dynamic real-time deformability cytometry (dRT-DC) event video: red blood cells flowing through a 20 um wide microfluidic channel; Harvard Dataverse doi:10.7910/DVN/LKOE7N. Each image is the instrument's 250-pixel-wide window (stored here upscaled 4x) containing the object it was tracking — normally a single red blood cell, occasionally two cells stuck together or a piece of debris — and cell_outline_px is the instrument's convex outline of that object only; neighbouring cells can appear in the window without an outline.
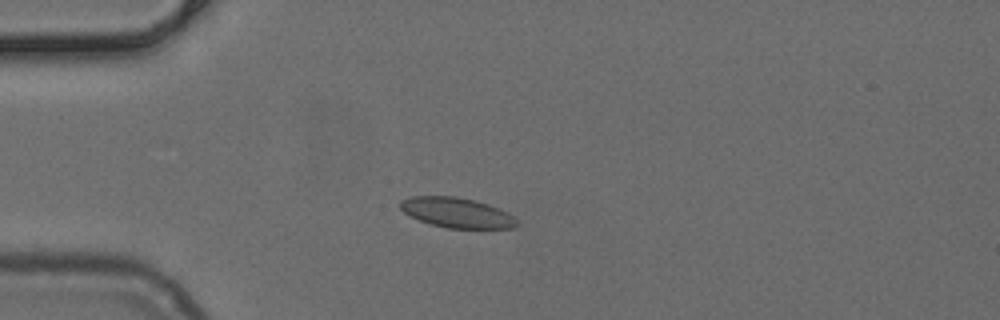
{"species": "common noctule bat (a hibernating species)", "species_latin": "Nyctalus noctula", "temperature_condition": "cold", "stored_images_in_passage": 39, "camera_frame_rate_fps": 3000, "um_per_image_px": 0.085, "animal": {"sex": "female", "body_mass_g": 24.6, "forearm_length_mm": 56.2}, "frame": {"image": 1, "passage_image": 1, "time_ms": 0.0, "image_size_px": [1000, 320], "cell_outline_px": [[520, 224], [516, 228], [448, 228], [428, 224], [404, 212], [400, 208], [400, 200], [412, 196], [456, 196], [476, 200], [500, 208], [508, 212]], "centroid_in_image_um": [38.85, 18.07], "position_along_channel_um": 46.1, "area_um2": 20.58}}
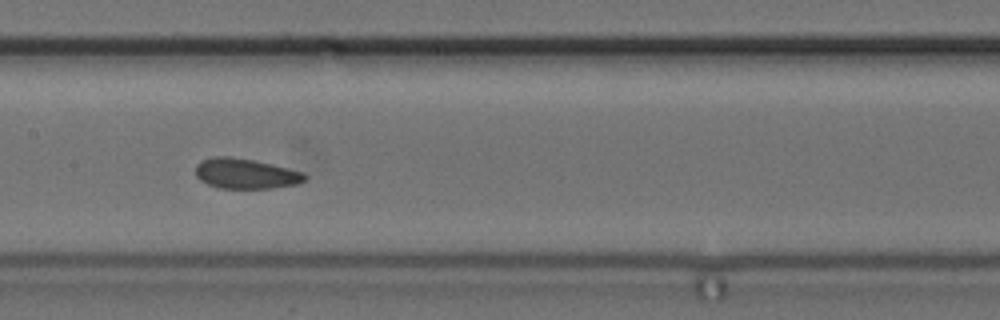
{"frame": {"image": 2, "passage_image": 13, "time_ms": 4.0, "image_size_px": [1000, 320], "cell_outline_px": [[308, 176], [304, 180], [296, 184], [272, 188], [220, 188], [208, 184], [200, 180], [196, 176], [196, 164], [200, 160], [212, 156], [228, 156], [252, 160], [272, 164], [304, 172]], "centroid_in_image_um": [20.86, 14.75], "position_along_channel_um": 186.5, "area_um2": 19.25}}
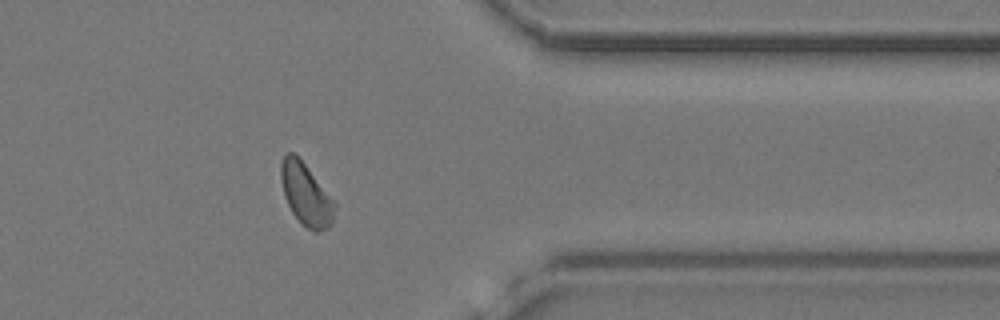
{"frame": {"image": 3, "passage_image": 29, "time_ms": 9.333, "image_size_px": [1000, 320], "cell_outline_px": [[336, 204], [332, 224], [328, 228], [316, 232], [308, 228], [292, 212], [284, 196], [280, 176], [280, 164], [284, 152], [296, 152]], "centroid_in_image_um": [25.98, 16.47], "position_along_channel_um": 385.4, "area_um2": 19.36}}